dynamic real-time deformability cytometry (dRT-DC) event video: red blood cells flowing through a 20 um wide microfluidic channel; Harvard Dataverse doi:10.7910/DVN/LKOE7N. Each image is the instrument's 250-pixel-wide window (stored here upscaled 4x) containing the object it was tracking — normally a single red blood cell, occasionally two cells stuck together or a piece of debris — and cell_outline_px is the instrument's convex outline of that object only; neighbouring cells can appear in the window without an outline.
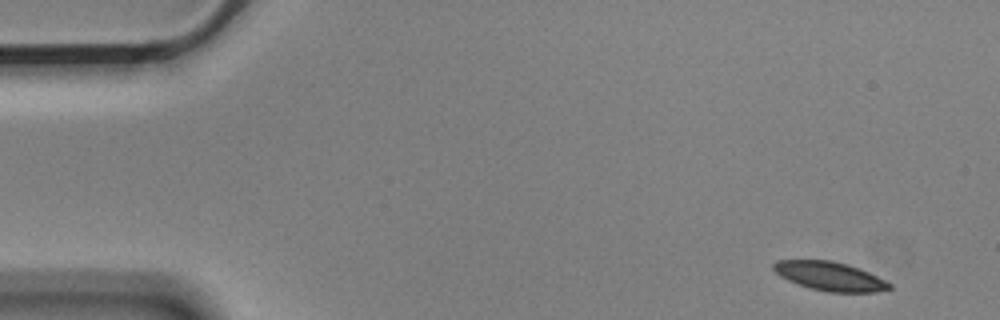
{"species": "Egyptian fruit bat (a non-hibernating species)", "species_latin": "Rousettus aegyptiacus", "temperature_condition": "cold", "stored_images_in_passage": 4, "camera_frame_rate_fps": 3000, "um_per_image_px": 0.085, "animal": {"sex": "male"}, "frame": {"image": 1, "passage_image": 1, "time_ms": 0.0, "image_size_px": [1000, 320], "cell_outline_px": [[892, 288], [876, 292], [828, 292], [808, 288], [796, 284], [780, 276], [772, 268], [772, 264], [776, 260], [832, 260], [848, 264], [860, 268], [892, 284]], "centroid_in_image_um": [70.51, 23.47], "position_along_channel_um": 14.5, "area_um2": 19.65}}
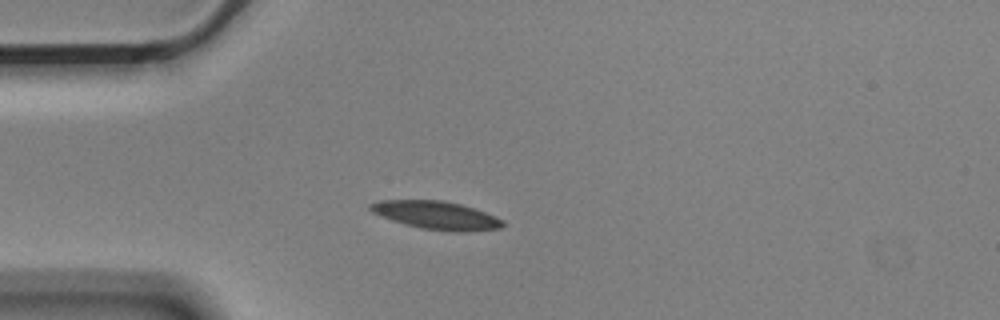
{"frame": {"image": 2, "passage_image": 4, "time_ms": 1.0, "image_size_px": [1000, 320], "cell_outline_px": [[504, 224], [500, 228], [468, 232], [452, 232], [420, 228], [404, 224], [380, 216], [372, 212], [368, 208], [368, 204], [380, 200], [444, 200], [460, 204], [496, 216], [504, 220]], "centroid_in_image_um": [37.08, 18.3], "position_along_channel_um": 47.9, "area_um2": 21.85}}